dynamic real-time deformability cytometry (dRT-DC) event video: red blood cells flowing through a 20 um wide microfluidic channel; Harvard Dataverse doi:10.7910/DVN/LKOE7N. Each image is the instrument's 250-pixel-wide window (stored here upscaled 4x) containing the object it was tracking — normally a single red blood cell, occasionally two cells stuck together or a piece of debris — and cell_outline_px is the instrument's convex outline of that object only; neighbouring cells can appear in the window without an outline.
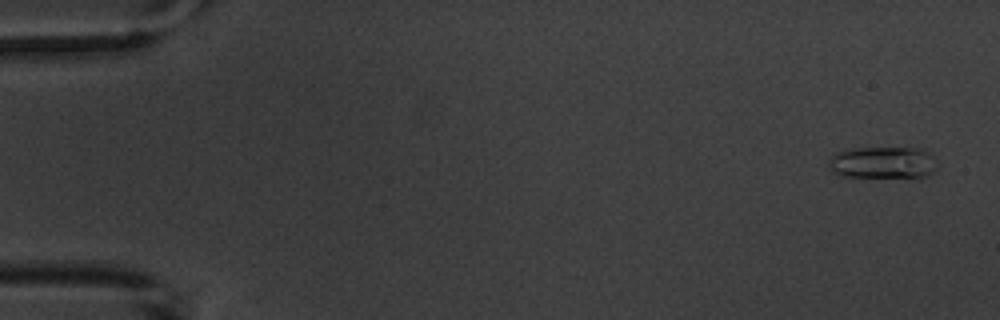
{"species": "common noctule bat (a hibernating species)", "species_latin": "Nyctalus noctula", "temperature_condition": "warm", "stored_images_in_passage": 11, "camera_frame_rate_fps": 3000, "um_per_image_px": 0.085, "animal": {"sex": "male", "body_mass_g": 20.1, "forearm_length_mm": 53.5}, "frame": {"image": 1, "passage_image": 1, "time_ms": 0.0, "image_size_px": [1000, 320], "cell_outline_px": [[936, 168], [928, 176], [840, 176], [832, 172], [828, 164], [828, 160], [836, 152], [852, 148], [920, 148], [928, 152], [932, 156]], "centroid_in_image_um": [74.99, 13.8], "position_along_channel_um": 10.0, "area_um2": 19.88}}
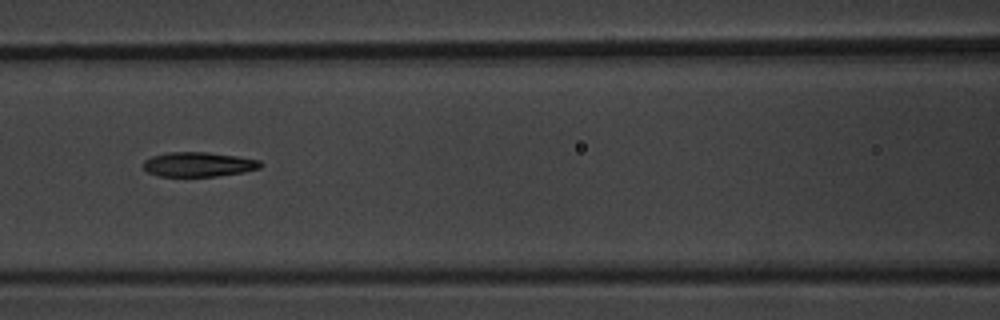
{"frame": {"image": 2, "passage_image": 7, "time_ms": 7.667, "image_size_px": [1000, 320], "cell_outline_px": [[264, 164], [260, 168], [244, 172], [216, 176], [160, 176], [148, 172], [144, 168], [144, 160], [152, 156], [168, 152], [208, 152], [236, 156], [260, 160]], "centroid_in_image_um": [16.9, 13.97], "position_along_channel_um": 149.7, "area_um2": 16.76}}
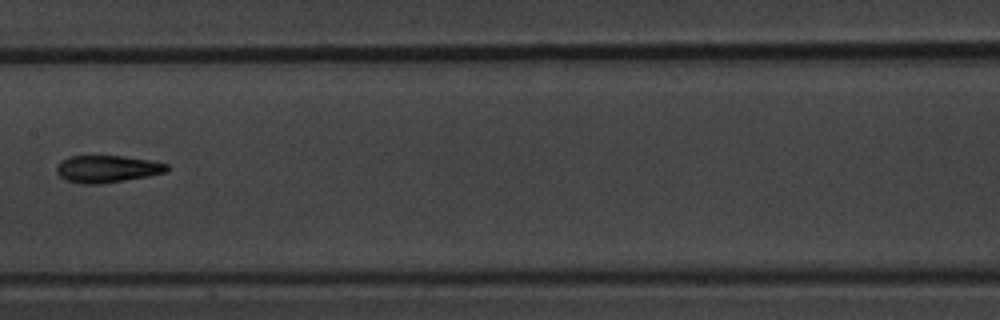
{"frame": {"image": 3, "passage_image": 8, "time_ms": 9.0, "image_size_px": [1000, 320], "cell_outline_px": [[168, 172], [148, 176], [100, 184], [80, 184], [64, 180], [56, 172], [56, 164], [60, 160], [68, 156], [124, 156], [148, 160], [168, 164]], "centroid_in_image_um": [9.06, 14.36], "position_along_channel_um": 198.3, "area_um2": 17.63}}